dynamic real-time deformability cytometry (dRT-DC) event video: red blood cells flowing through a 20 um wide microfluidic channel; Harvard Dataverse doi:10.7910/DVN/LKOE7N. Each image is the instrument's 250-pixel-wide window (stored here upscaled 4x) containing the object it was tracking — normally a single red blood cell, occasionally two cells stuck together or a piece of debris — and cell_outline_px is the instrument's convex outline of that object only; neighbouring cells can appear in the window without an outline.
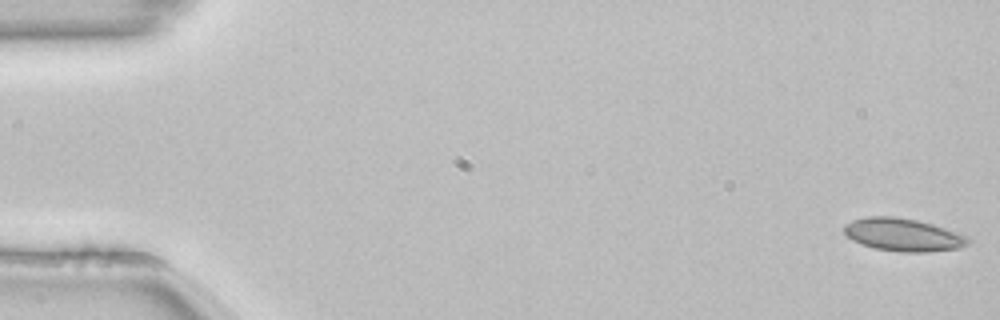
{"species": "common noctule bat (a hibernating species)", "species_latin": "Nyctalus noctula", "temperature_condition": "room temperature", "stored_images_in_passage": 54, "camera_frame_rate_fps": 3000, "um_per_image_px": 0.085, "animal": {"sex": "female", "body_mass_g": 22.7, "forearm_length_mm": 54.2}, "frame": {"image": 1, "passage_image": 1, "time_ms": 0.0, "image_size_px": [1000, 320], "cell_outline_px": [[972, 240], [968, 244], [960, 248], [928, 252], [900, 252], [876, 248], [852, 240], [844, 232], [844, 224], [852, 220], [868, 216], [896, 216], [916, 220], [932, 224], [968, 236]], "centroid_in_image_um": [76.79, 19.95], "position_along_channel_um": 8.2, "area_um2": 23.7}}
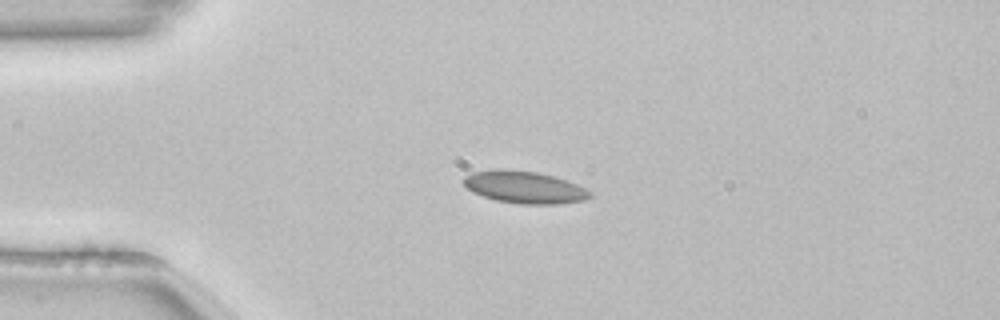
{"frame": {"image": 2, "passage_image": 13, "time_ms": 4.0, "image_size_px": [1000, 320], "cell_outline_px": [[592, 196], [584, 200], [560, 204], [520, 204], [496, 200], [472, 192], [464, 184], [464, 176], [472, 172], [492, 168], [504, 168], [536, 172], [552, 176], [576, 184], [592, 192]], "centroid_in_image_um": [44.55, 15.9], "position_along_channel_um": 40.5, "area_um2": 23.76}}
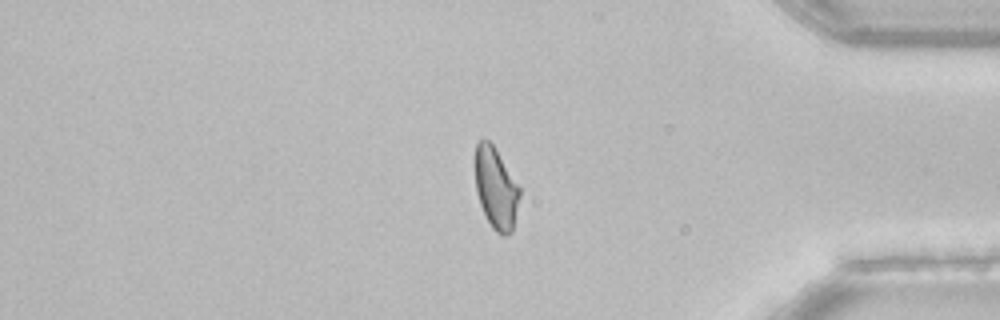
{"frame": {"image": 3, "passage_image": 45, "time_ms": 14.667, "image_size_px": [1000, 320], "cell_outline_px": [[520, 196], [512, 232], [504, 236], [496, 232], [492, 228], [480, 204], [476, 192], [476, 144], [480, 140], [488, 140], [492, 144], [520, 188]], "centroid_in_image_um": [42.16, 16.04], "position_along_channel_um": 393.0, "area_um2": 20.63}, "authors_computed_cell_mechanics": {"area_um2": 22.3975, "velocity_mm_per_s": 3.8295, "shape_relaxation_time_tau1_ms": 4.7293, "shape_relaxation_time_tau2_ms": 1.5267, "deformation_change_tau1": 0.1169, "deformation_change_tau2": 0.0721}}